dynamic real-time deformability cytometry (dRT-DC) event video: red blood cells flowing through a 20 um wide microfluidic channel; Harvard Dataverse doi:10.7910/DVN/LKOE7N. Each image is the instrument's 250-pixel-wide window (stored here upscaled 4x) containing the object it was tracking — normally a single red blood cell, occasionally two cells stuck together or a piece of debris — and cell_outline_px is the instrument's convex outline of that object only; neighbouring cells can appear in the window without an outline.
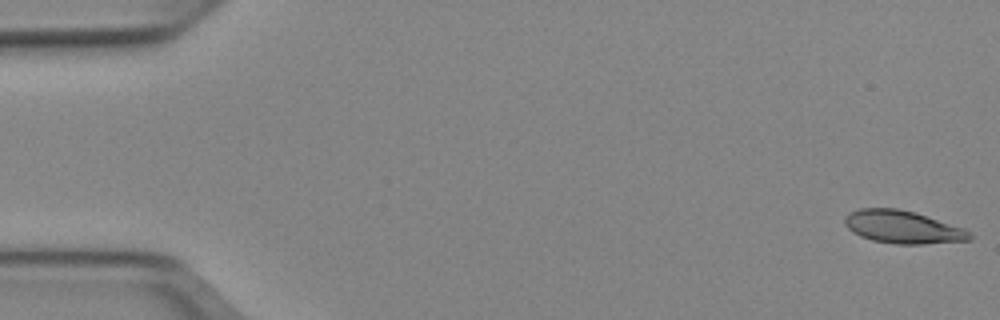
{"species": "Egyptian fruit bat (a non-hibernating species)", "species_latin": "Rousettus aegyptiacus", "temperature_condition": "cold", "stored_images_in_passage": 51, "camera_frame_rate_fps": 3000, "um_per_image_px": 0.085, "animal": {"sex": "female"}, "frame": {"image": 1, "passage_image": 1, "time_ms": 0.0, "image_size_px": [1000, 320], "cell_outline_px": [[972, 240], [924, 244], [896, 244], [872, 240], [860, 236], [852, 232], [844, 224], [844, 216], [860, 208], [896, 208], [912, 212], [964, 228], [972, 236]], "centroid_in_image_um": [76.7, 19.31], "position_along_channel_um": 8.3, "area_um2": 23.64}}
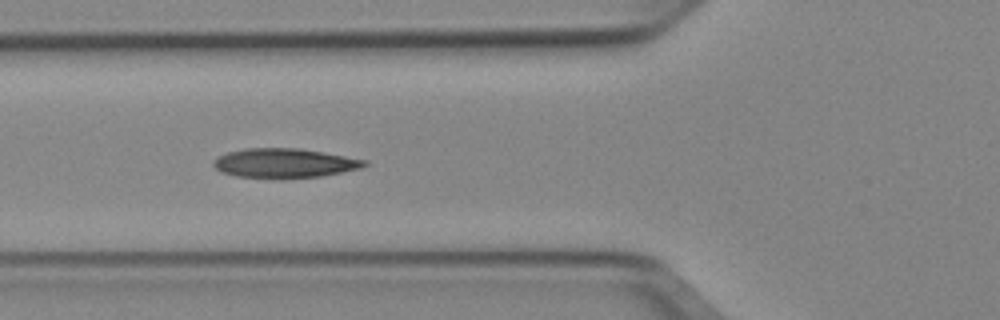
{"frame": {"image": 2, "passage_image": 19, "time_ms": 6.0, "image_size_px": [1000, 320], "cell_outline_px": [[368, 164], [360, 168], [320, 176], [280, 180], [236, 176], [220, 172], [212, 164], [212, 160], [216, 156], [228, 152], [244, 148], [300, 148], [324, 152], [368, 160]], "centroid_in_image_um": [24.13, 13.88], "position_along_channel_um": 101.7, "area_um2": 26.41}}
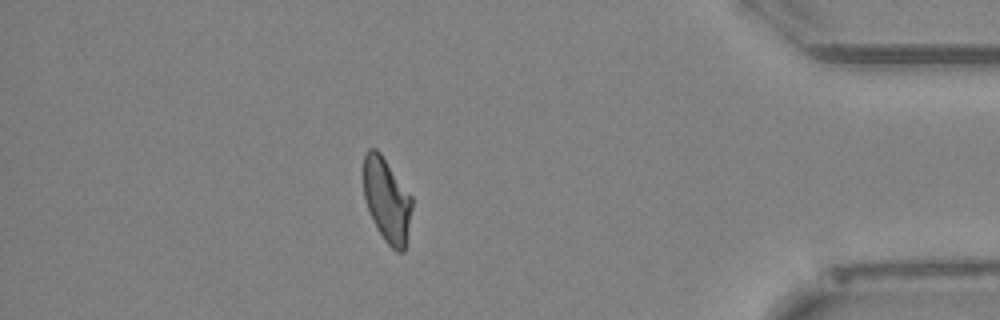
{"frame": {"image": 3, "passage_image": 45, "time_ms": 14.667, "image_size_px": [1000, 320], "cell_outline_px": [[412, 208], [404, 252], [396, 252], [384, 240], [372, 220], [364, 196], [364, 152], [368, 148], [376, 148], [380, 152], [412, 196]], "centroid_in_image_um": [32.88, 16.99], "position_along_channel_um": 402.3, "area_um2": 23.7}, "authors_computed_cell_mechanics": {"area_um2": 24.6806, "velocity_mm_per_s": 3.945, "shape_relaxation_time_tau1_ms": null, "shape_relaxation_time_tau2_ms": 3.6372, "deformation_change_tau1": null, "deformation_change_tau2": 0.107}}